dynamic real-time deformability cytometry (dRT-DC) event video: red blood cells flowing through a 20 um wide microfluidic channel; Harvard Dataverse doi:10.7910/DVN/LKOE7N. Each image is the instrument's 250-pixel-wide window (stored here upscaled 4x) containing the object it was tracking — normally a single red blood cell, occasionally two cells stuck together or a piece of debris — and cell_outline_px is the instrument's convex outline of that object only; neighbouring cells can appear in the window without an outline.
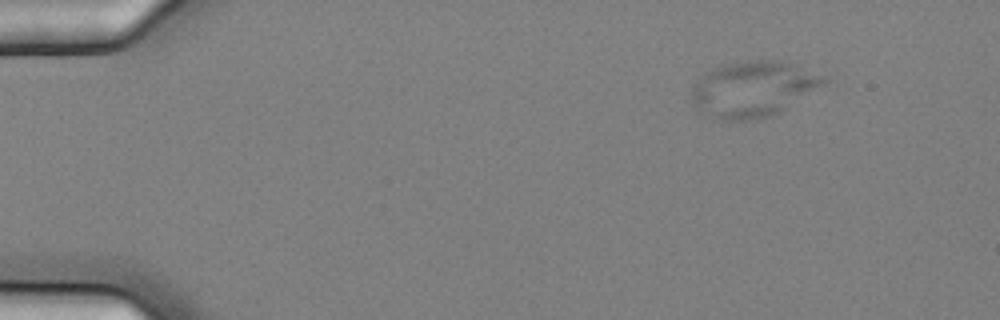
{"species": "common noctule bat (a hibernating species)", "species_latin": "Nyctalus noctula", "temperature_condition": "cold", "stored_images_in_passage": 59, "segment_of_instrument_passage": [1, 2], "camera_frame_rate_fps": 3000, "um_per_image_px": 0.085, "animal": {"sex": "female", "body_mass_g": 25.1}, "frame": {"image": 1, "passage_image": 9, "time_ms": 2.667, "image_size_px": [1000, 320], "cell_outline_px": [[828, 80], [824, 84], [780, 112], [768, 116], [744, 120], [724, 120], [716, 116], [696, 104], [692, 100], [692, 88], [696, 80], [704, 72], [720, 64], [748, 60], [780, 60], [792, 64], [824, 76]], "centroid_in_image_um": [64.02, 7.51], "position_along_channel_um": 21.0, "area_um2": 41.96}}
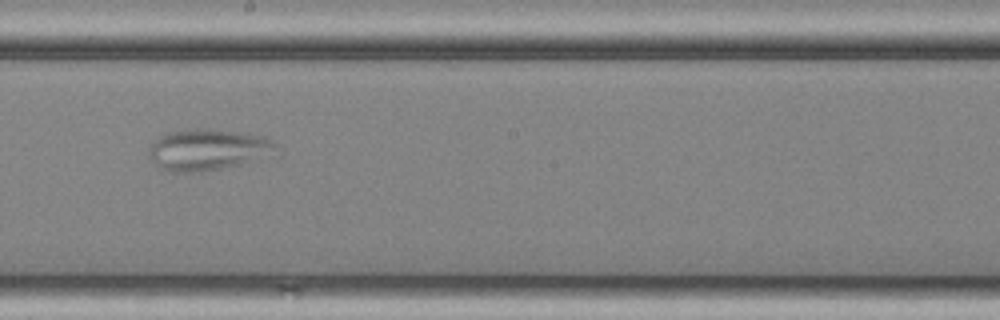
{"frame": {"image": 2, "passage_image": 35, "time_ms": 11.333, "image_size_px": [1000, 320], "cell_outline_px": [[280, 156], [220, 168], [192, 172], [172, 172], [156, 164], [148, 156], [148, 148], [160, 136], [168, 132], [184, 128], [208, 128], [240, 132], [264, 136], [272, 140], [276, 144]], "centroid_in_image_um": [17.76, 12.7], "position_along_channel_um": 230.4, "area_um2": 31.15}}
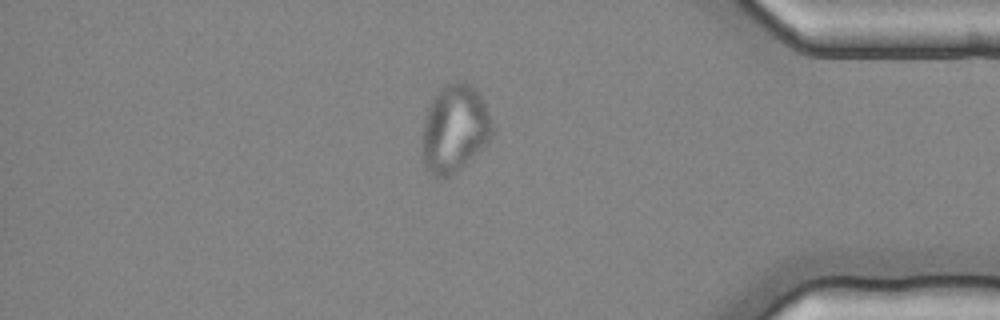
{"frame": {"image": 3, "passage_image": 51, "time_ms": 16.667, "image_size_px": [1000, 320], "cell_outline_px": [[496, 132], [460, 168], [448, 176], [432, 176], [424, 168], [420, 160], [424, 116], [432, 100], [448, 84], [456, 80], [464, 80], [472, 84], [480, 96], [484, 104]], "centroid_in_image_um": [38.6, 10.95], "position_along_channel_um": 396.6, "area_um2": 35.66}}